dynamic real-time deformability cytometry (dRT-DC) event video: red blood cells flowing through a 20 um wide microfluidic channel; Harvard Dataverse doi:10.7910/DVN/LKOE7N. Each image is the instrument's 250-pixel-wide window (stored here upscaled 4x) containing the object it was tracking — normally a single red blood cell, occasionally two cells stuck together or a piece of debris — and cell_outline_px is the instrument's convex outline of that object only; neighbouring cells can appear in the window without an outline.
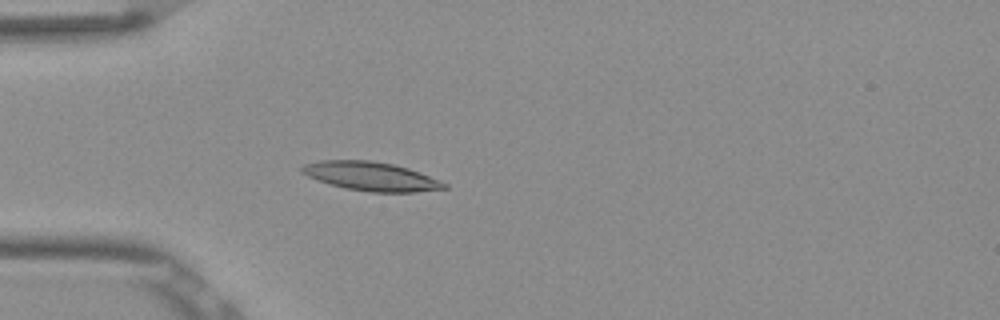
{"species": "Egyptian fruit bat (a non-hibernating species)", "species_latin": "Rousettus aegyptiacus", "temperature_condition": "room temperature", "stored_images_in_passage": 53, "camera_frame_rate_fps": 3000, "um_per_image_px": 0.085, "frame": {"image": 1, "passage_image": 16, "time_ms": 5.0, "image_size_px": [1000, 320], "cell_outline_px": [[448, 188], [416, 192], [372, 192], [344, 188], [316, 180], [300, 172], [300, 168], [304, 164], [320, 160], [372, 160], [392, 164], [408, 168], [440, 180], [448, 184]], "centroid_in_image_um": [31.52, 14.98], "position_along_channel_um": 53.5, "area_um2": 23.99}}
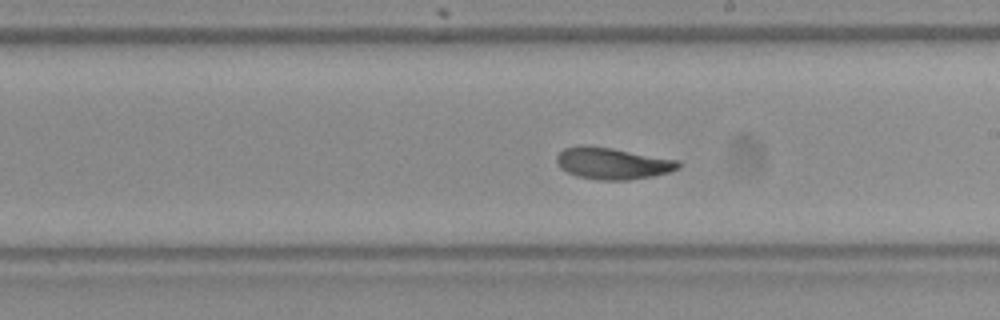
{"frame": {"image": 2, "passage_image": 31, "time_ms": 10.0, "image_size_px": [1000, 320], "cell_outline_px": [[680, 168], [668, 172], [652, 176], [628, 180], [596, 180], [576, 176], [560, 168], [556, 160], [556, 156], [564, 148], [580, 144], [592, 144], [680, 160]], "centroid_in_image_um": [52.05, 13.86], "position_along_channel_um": 237.0, "area_um2": 22.89}}
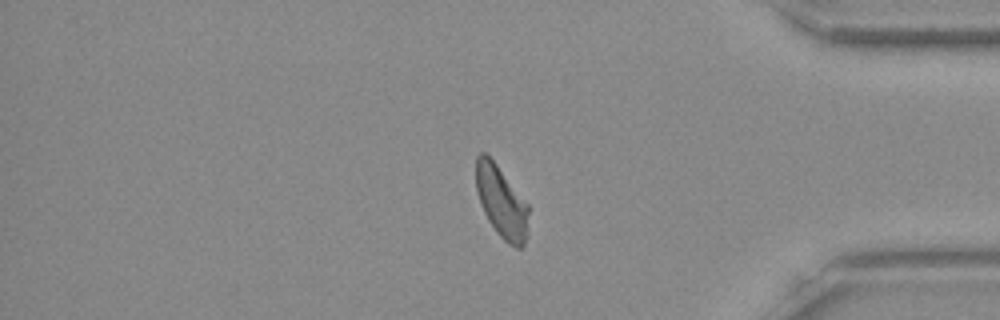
{"frame": {"image": 3, "passage_image": 45, "time_ms": 14.667, "image_size_px": [1000, 320], "cell_outline_px": [[528, 232], [524, 244], [520, 248], [516, 248], [508, 244], [496, 232], [488, 220], [480, 204], [476, 192], [476, 156], [480, 152], [484, 152], [496, 164], [528, 204]], "centroid_in_image_um": [42.62, 17.19], "position_along_channel_um": 392.6, "area_um2": 21.96}, "authors_computed_cell_mechanics": {"area_um2": 22.4842, "velocity_mm_per_s": 3.8417, "shape_relaxation_time_tau1_ms": 3.0998, "shape_relaxation_time_tau2_ms": 2.0034, "deformation_change_tau1": 0.1079, "deformation_change_tau2": 0.0777}}